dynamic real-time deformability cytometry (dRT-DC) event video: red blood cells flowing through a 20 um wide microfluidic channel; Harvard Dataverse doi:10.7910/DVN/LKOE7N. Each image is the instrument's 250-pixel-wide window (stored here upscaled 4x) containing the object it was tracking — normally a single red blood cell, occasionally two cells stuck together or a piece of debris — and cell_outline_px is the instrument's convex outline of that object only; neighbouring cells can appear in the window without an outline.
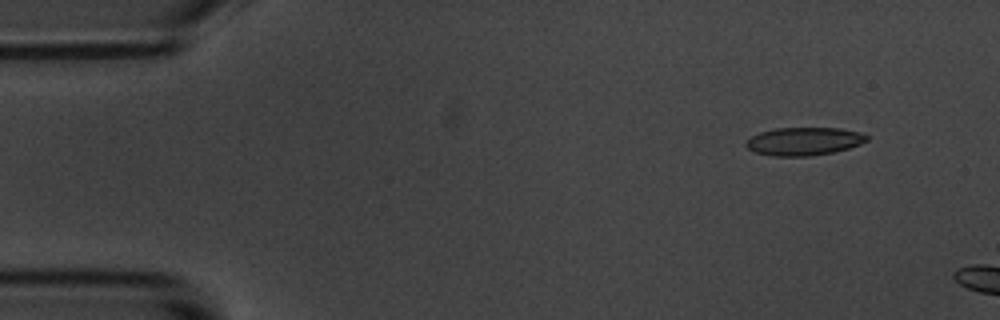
{"species": "common noctule bat (a hibernating species)", "species_latin": "Nyctalus noctula", "temperature_condition": "room temperature", "stored_images_in_passage": 3, "camera_frame_rate_fps": 3000, "um_per_image_px": 0.085, "animal": {"sex": "male", "body_mass_g": 20.1, "forearm_length_mm": 53.5}, "frame": {"image": 1, "passage_image": 1, "time_ms": 0.0, "image_size_px": [1000, 320], "cell_outline_px": [[868, 140], [860, 144], [848, 148], [832, 152], [808, 156], [772, 156], [756, 152], [748, 148], [744, 144], [744, 140], [760, 132], [776, 128], [840, 128], [860, 132], [868, 136]], "centroid_in_image_um": [68.31, 12.0], "position_along_channel_um": 16.7, "area_um2": 19.71}}